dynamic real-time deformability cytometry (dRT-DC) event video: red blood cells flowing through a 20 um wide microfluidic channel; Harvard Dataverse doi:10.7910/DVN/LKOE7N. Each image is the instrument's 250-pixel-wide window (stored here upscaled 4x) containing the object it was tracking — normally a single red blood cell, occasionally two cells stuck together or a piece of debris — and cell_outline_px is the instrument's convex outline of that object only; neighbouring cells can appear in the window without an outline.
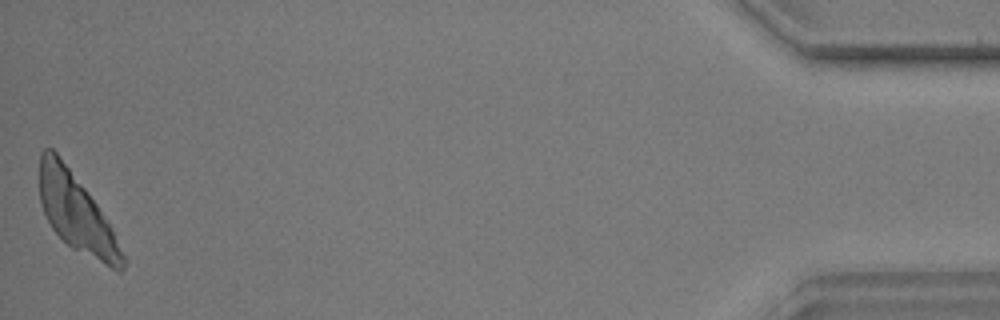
{"species": "common noctule bat (a hibernating species)", "species_latin": "Nyctalus noctula", "temperature_condition": "warm", "stored_images_in_passage": 39, "camera_frame_rate_fps": 3000, "um_per_image_px": 0.085, "animal": {"sex": "male", "body_mass_g": 17.9, "forearm_length_mm": 54.2}, "frame": {"image": 1, "passage_image": 39, "time_ms": 12.667, "image_size_px": [1000, 320], "cell_outline_px": [[128, 260], [124, 268], [120, 272], [72, 248], [52, 228], [40, 204], [40, 152], [44, 148], [52, 148], [56, 152], [88, 192], [112, 228]], "centroid_in_image_um": [6.52, 18.13], "position_along_channel_um": 428.7, "area_um2": 37.11}}